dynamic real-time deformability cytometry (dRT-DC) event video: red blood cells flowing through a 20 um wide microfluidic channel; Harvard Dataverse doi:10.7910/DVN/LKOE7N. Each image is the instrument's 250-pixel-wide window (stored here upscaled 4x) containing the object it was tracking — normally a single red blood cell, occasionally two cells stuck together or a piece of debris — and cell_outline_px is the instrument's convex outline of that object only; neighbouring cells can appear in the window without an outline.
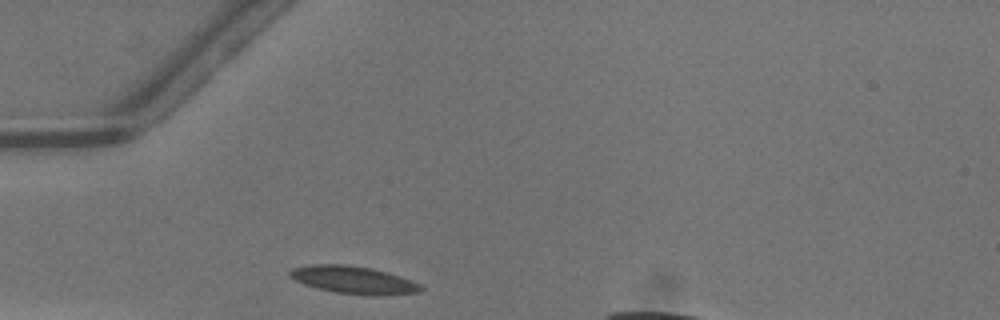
{"species": "common noctule bat (a hibernating species)", "species_latin": "Nyctalus noctula", "temperature_condition": "warm", "stored_images_in_passage": 24, "camera_frame_rate_fps": 3000, "um_per_image_px": 0.085, "animal": {"sex": "male", "body_mass_g": 13.3}, "frame": {"image": 1, "passage_image": 1, "time_ms": 0.0, "image_size_px": [1000, 320], "cell_outline_px": [[424, 288], [416, 292], [376, 296], [336, 292], [316, 288], [304, 284], [288, 276], [288, 272], [292, 268], [312, 264], [344, 264], [372, 268], [388, 272], [420, 284]], "centroid_in_image_um": [30.01, 23.78], "position_along_channel_um": 55.0, "area_um2": 20.92}}
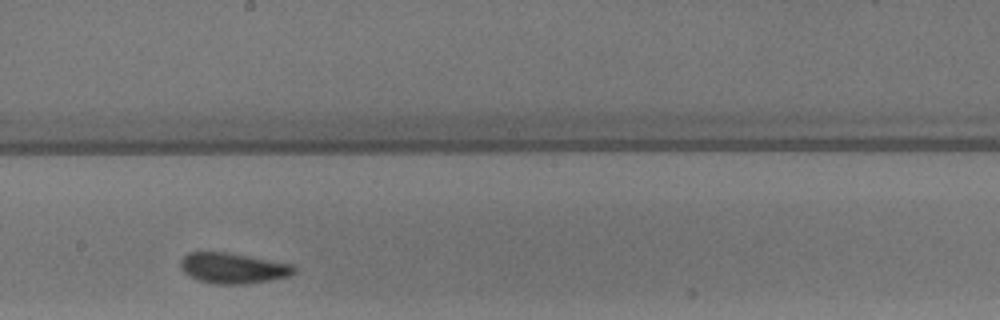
{"frame": {"image": 2, "passage_image": 14, "time_ms": 4.333, "image_size_px": [1000, 320], "cell_outline_px": [[296, 272], [292, 276], [244, 284], [216, 284], [196, 280], [188, 276], [180, 268], [180, 260], [188, 252], [228, 252], [292, 264], [296, 268]], "centroid_in_image_um": [19.79, 22.79], "position_along_channel_um": 228.4, "area_um2": 20.4}}
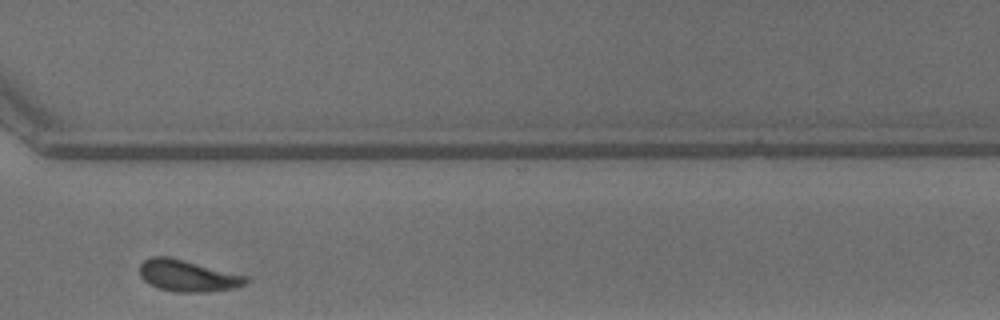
{"frame": {"image": 3, "passage_image": 23, "time_ms": 7.333, "image_size_px": [1000, 320], "cell_outline_px": [[252, 280], [244, 284], [232, 288], [208, 292], [176, 292], [160, 288], [144, 280], [140, 276], [140, 264], [144, 260], [152, 256], [168, 256], [248, 276]], "centroid_in_image_um": [15.97, 23.43], "position_along_channel_um": 354.6, "area_um2": 19.42}, "authors_computed_cell_mechanics": {"area_um2": 19.363, "velocity_mm_per_s": 4.211, "shape_relaxation_time_tau1_ms": 4.1711, "shape_relaxation_time_tau2_ms": 2.0559, "deformation_change_tau1": 0.134, "deformation_change_tau2": 0.0759}}